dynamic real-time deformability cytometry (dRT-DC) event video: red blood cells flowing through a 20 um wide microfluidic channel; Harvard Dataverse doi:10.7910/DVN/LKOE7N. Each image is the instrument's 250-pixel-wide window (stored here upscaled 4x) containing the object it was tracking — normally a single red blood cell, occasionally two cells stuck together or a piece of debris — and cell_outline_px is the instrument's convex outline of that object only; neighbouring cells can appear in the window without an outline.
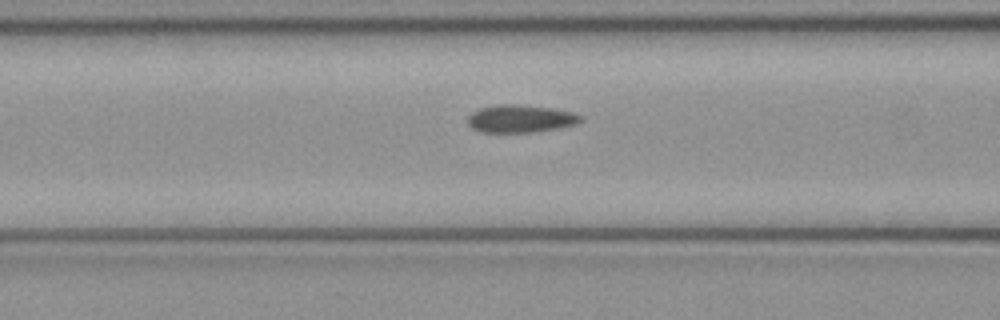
{"species": "common noctule bat (a hibernating species)", "species_latin": "Nyctalus noctula", "temperature_condition": "cold", "stored_images_in_passage": 51, "camera_frame_rate_fps": 3000, "um_per_image_px": 0.085, "animal": {"sex": "female", "body_mass_g": 21.9}, "frame": {"image": 1, "passage_image": 20, "time_ms": 6.333, "image_size_px": [1000, 320], "cell_outline_px": [[584, 120], [576, 124], [536, 132], [480, 132], [472, 128], [468, 124], [468, 116], [472, 112], [480, 108], [496, 104], [516, 104], [552, 108], [572, 112], [580, 116]], "centroid_in_image_um": [44.21, 10.08], "position_along_channel_um": 122.4, "area_um2": 18.21}}
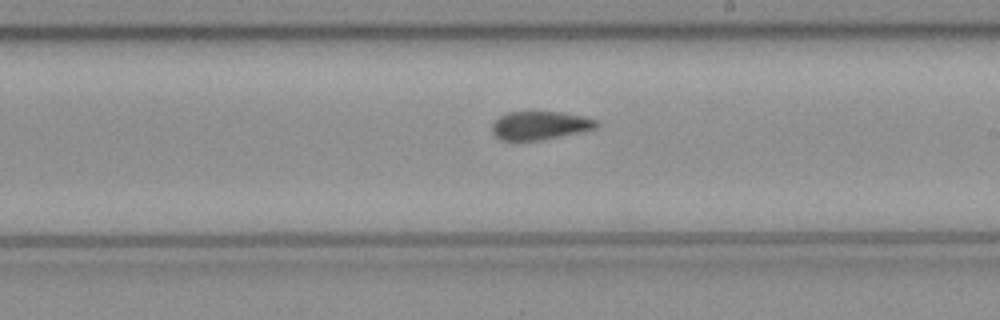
{"frame": {"image": 2, "passage_image": 29, "time_ms": 9.333, "image_size_px": [1000, 320], "cell_outline_px": [[600, 124], [596, 128], [584, 132], [540, 140], [500, 140], [492, 132], [492, 124], [500, 116], [508, 112], [560, 112], [580, 116], [596, 120]], "centroid_in_image_um": [45.91, 10.67], "position_along_channel_um": 243.1, "area_um2": 17.22}}
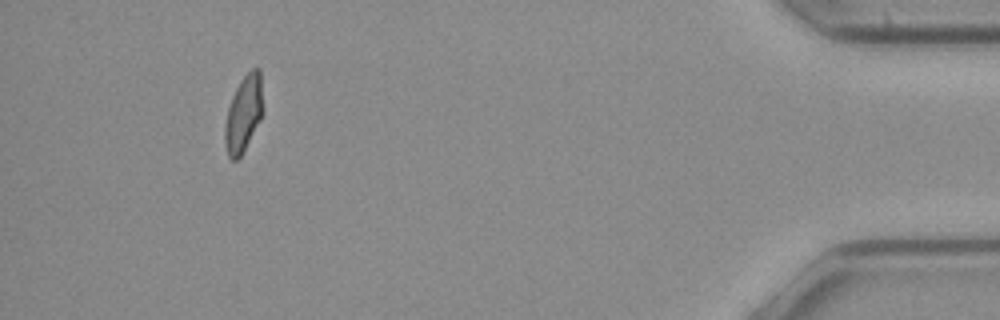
{"frame": {"image": 3, "passage_image": 47, "time_ms": 15.333, "image_size_px": [1000, 320], "cell_outline_px": [[264, 112], [260, 120], [240, 156], [236, 160], [232, 160], [228, 156], [224, 144], [224, 124], [228, 108], [232, 96], [240, 80], [252, 68], [260, 68], [264, 108]], "centroid_in_image_um": [20.71, 9.64], "position_along_channel_um": 414.5, "area_um2": 17.11}, "authors_computed_cell_mechanics": {"area_um2": 18.1492, "velocity_mm_per_s": 4.0205, "shape_relaxation_time_tau1_ms": null, "shape_relaxation_time_tau2_ms": 2.4369, "deformation_change_tau1": null, "deformation_change_tau2": 0.0682}}